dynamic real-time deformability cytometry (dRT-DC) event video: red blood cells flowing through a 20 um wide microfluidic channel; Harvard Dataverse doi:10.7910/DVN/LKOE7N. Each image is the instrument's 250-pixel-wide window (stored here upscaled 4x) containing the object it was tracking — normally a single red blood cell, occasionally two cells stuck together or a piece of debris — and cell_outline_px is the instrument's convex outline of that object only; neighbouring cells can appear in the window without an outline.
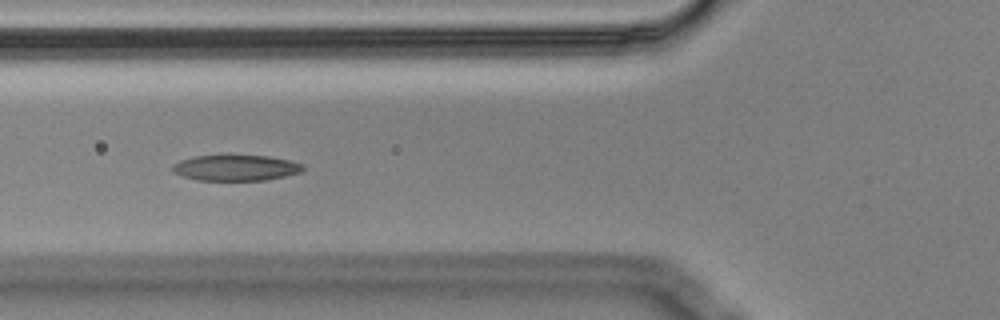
{"species": "Egyptian fruit bat (a non-hibernating species)", "species_latin": "Rousettus aegyptiacus", "temperature_condition": "cold", "stored_images_in_passage": 6, "camera_frame_rate_fps": 3000, "um_per_image_px": 0.085, "animal": {"sex": "male"}, "frame": {"image": 1, "passage_image": 6, "time_ms": 1.667, "image_size_px": [1000, 320], "cell_outline_px": [[304, 168], [300, 172], [284, 176], [264, 180], [196, 180], [172, 172], [172, 164], [180, 160], [196, 156], [268, 156], [288, 160], [304, 164]], "centroid_in_image_um": [20.02, 14.27], "position_along_channel_um": 105.8, "area_um2": 19.36}}